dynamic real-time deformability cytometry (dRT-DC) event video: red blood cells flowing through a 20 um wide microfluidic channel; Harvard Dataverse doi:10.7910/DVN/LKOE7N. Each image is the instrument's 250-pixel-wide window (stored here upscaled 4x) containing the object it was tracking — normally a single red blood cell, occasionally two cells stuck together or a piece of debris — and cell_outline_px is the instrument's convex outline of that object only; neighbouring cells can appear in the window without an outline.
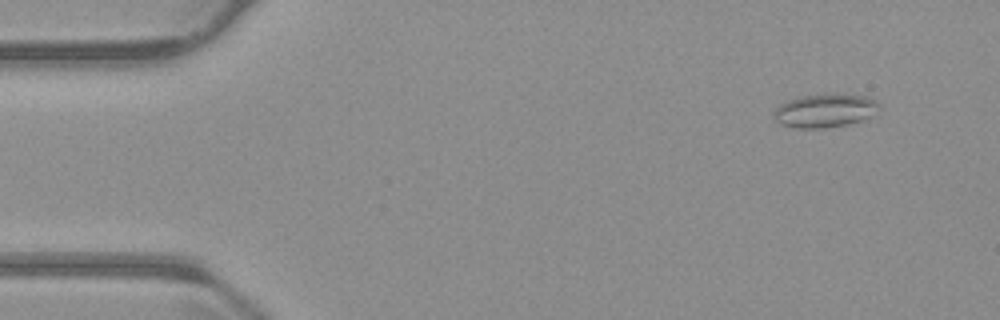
{"species": "common noctule bat (a hibernating species)", "species_latin": "Nyctalus noctula", "temperature_condition": "warm", "stored_images_in_passage": 54, "camera_frame_rate_fps": 3000, "um_per_image_px": 0.085, "animal": {"sex": "male", "body_mass_g": 23.1, "forearm_length_mm": 52.7}, "frame": {"image": 1, "passage_image": 5, "time_ms": 1.333, "image_size_px": [1000, 320], "cell_outline_px": [[880, 108], [868, 116], [860, 120], [848, 124], [824, 128], [796, 128], [780, 124], [772, 116], [772, 112], [780, 104], [788, 100], [804, 96], [828, 92], [836, 92], [868, 96], [876, 100], [880, 104]], "centroid_in_image_um": [70.11, 9.37], "position_along_channel_um": 14.9, "area_um2": 20.92}}
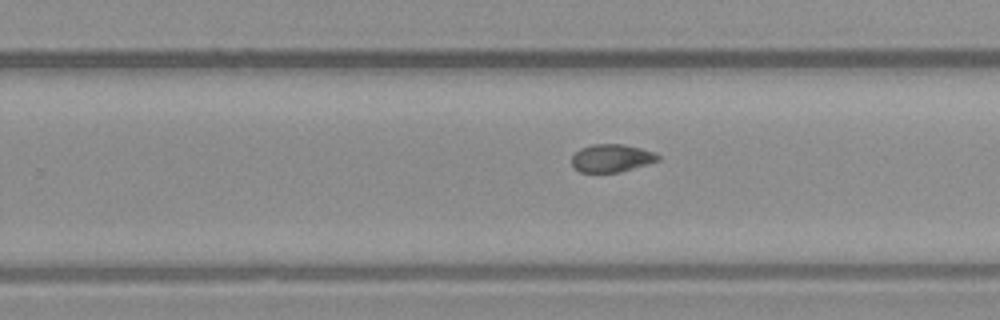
{"frame": {"image": 2, "passage_image": 34, "time_ms": 11.0, "image_size_px": [1000, 320], "cell_outline_px": [[660, 160], [620, 172], [580, 172], [572, 168], [572, 156], [580, 148], [592, 144], [624, 144], [656, 152], [660, 156]], "centroid_in_image_um": [51.98, 13.44], "position_along_channel_um": 277.8, "area_um2": 14.1}}
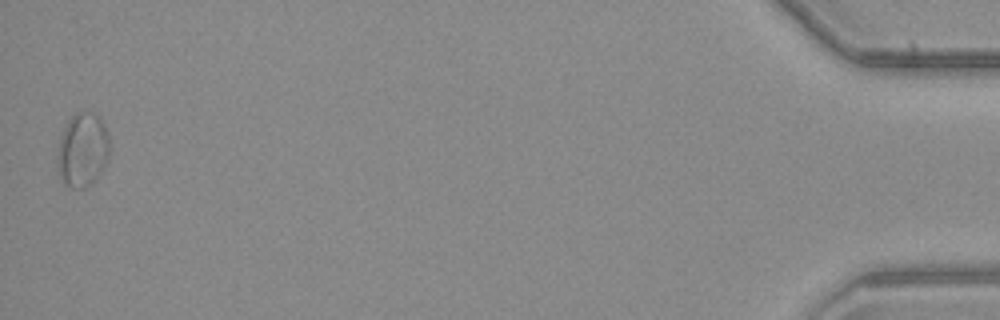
{"frame": {"image": 3, "passage_image": 54, "time_ms": 17.667, "image_size_px": [1000, 320], "cell_outline_px": [[108, 156], [104, 168], [96, 180], [84, 188], [72, 188], [64, 184], [60, 176], [56, 164], [56, 156], [60, 136], [68, 120], [76, 112], [92, 112], [100, 116], [108, 132]], "centroid_in_image_um": [7.0, 12.75], "position_along_channel_um": 428.2, "area_um2": 22.83}, "authors_computed_cell_mechanics": {"area_um2": 15.895, "velocity_mm_per_s": 3.8082, "shape_relaxation_time_tau1_ms": null, "shape_relaxation_time_tau2_ms": 4.6385, "deformation_change_tau1": null, "deformation_change_tau2": 0.0858}}